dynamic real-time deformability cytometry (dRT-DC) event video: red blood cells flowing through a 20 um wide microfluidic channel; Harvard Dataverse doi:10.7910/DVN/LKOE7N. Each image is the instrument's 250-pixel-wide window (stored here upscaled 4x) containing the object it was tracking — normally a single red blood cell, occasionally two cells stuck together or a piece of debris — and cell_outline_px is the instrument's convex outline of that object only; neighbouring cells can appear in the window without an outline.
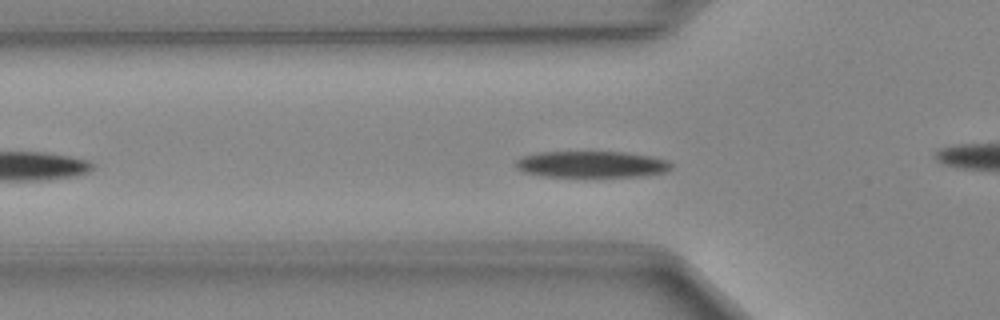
{"species": "Egyptian fruit bat (a non-hibernating species)", "species_latin": "Rousettus aegyptiacus", "temperature_condition": "cold", "stored_images_in_passage": 38, "camera_frame_rate_fps": 3000, "um_per_image_px": 0.085, "animal": {"sex": "female"}, "frame": {"image": 1, "passage_image": 7, "time_ms": 2.0, "image_size_px": [1000, 320], "cell_outline_px": [[672, 168], [668, 172], [648, 176], [540, 176], [524, 172], [516, 168], [516, 160], [520, 156], [540, 152], [628, 152], [668, 160], [672, 164]], "centroid_in_image_um": [50.31, 13.97], "position_along_channel_um": 75.5, "area_um2": 24.1}}
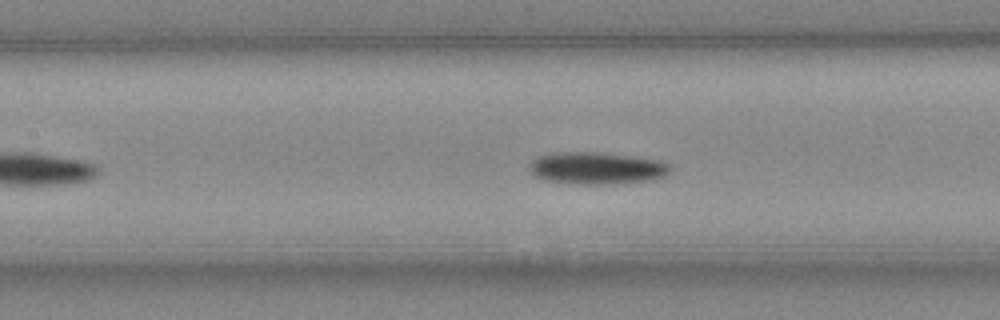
{"frame": {"image": 2, "passage_image": 13, "time_ms": 4.0, "image_size_px": [1000, 320], "cell_outline_px": [[672, 168], [664, 176], [652, 180], [612, 184], [576, 184], [544, 180], [528, 172], [528, 164], [536, 156], [552, 152], [600, 152], [632, 156], [660, 160], [672, 164]], "centroid_in_image_um": [50.69, 14.28], "position_along_channel_um": 156.7, "area_um2": 26.88}}
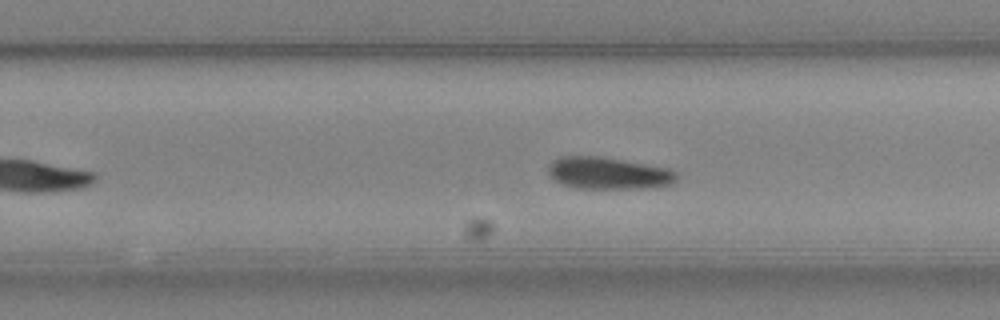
{"frame": {"image": 3, "passage_image": 22, "time_ms": 7.0, "image_size_px": [1000, 320], "cell_outline_px": [[680, 176], [672, 184], [656, 188], [572, 188], [556, 180], [548, 172], [548, 164], [552, 160], [560, 156], [596, 156], [672, 168], [680, 172]], "centroid_in_image_um": [51.79, 14.72], "position_along_channel_um": 278.0, "area_um2": 24.28}}